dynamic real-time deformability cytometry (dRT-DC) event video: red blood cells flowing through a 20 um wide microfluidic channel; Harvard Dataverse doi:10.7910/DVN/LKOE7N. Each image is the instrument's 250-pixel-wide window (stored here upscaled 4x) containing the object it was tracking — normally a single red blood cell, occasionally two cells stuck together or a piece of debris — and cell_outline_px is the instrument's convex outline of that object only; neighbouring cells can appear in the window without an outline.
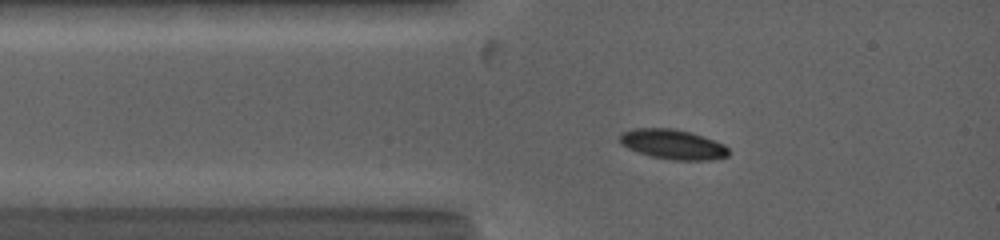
{"species": "common noctule bat (a hibernating species)", "species_latin": "Nyctalus noctula", "temperature_condition": "warm", "stored_images_in_passage": 35, "camera_frame_rate_fps": 5000, "um_per_image_px": 0.085, "animal": {"sex": "female", "body_mass_g": 19.0, "forearm_length_mm": 53.3}, "frame": {"image": 1, "passage_image": 6, "time_ms": 1.6, "image_size_px": [1000, 240], "cell_outline_px": [[728, 156], [712, 160], [672, 160], [652, 156], [628, 148], [620, 144], [620, 132], [632, 128], [672, 128], [692, 132], [724, 144], [728, 148]], "centroid_in_image_um": [57.18, 12.26], "position_along_channel_um": 27.8, "area_um2": 18.96}}
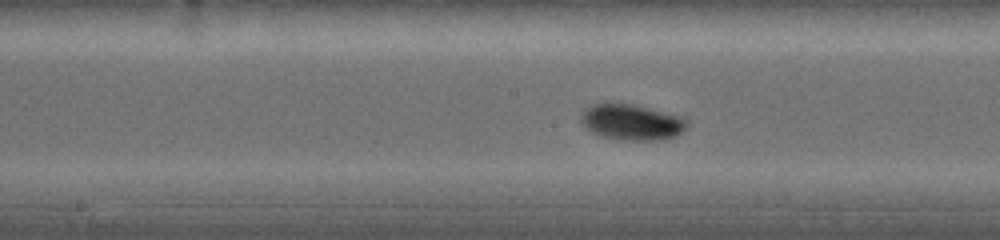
{"frame": {"image": 2, "passage_image": 18, "time_ms": 6.0, "image_size_px": [1000, 240], "cell_outline_px": [[688, 124], [676, 136], [660, 140], [624, 140], [600, 136], [592, 132], [580, 120], [580, 116], [592, 104], [608, 100], [632, 104], [680, 116]], "centroid_in_image_um": [53.64, 10.35], "position_along_channel_um": 194.6, "area_um2": 22.14}}
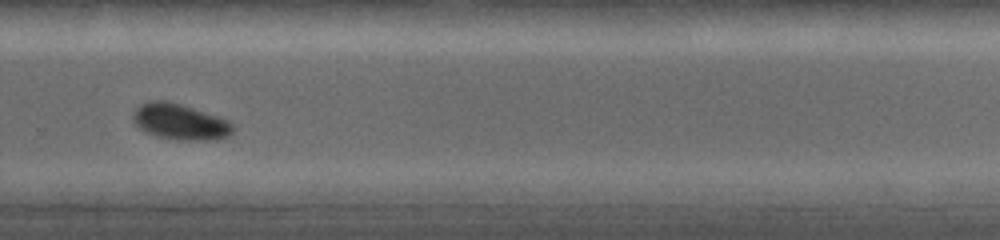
{"frame": {"image": 3, "passage_image": 27, "time_ms": 9.0, "image_size_px": [1000, 240], "cell_outline_px": [[232, 132], [228, 136], [216, 140], [176, 140], [156, 136], [144, 132], [132, 120], [132, 112], [140, 104], [148, 100], [164, 100], [180, 104], [228, 120], [232, 124]], "centroid_in_image_um": [15.25, 10.36], "position_along_channel_um": 314.6, "area_um2": 20.92}, "authors_computed_cell_mechanics": {"area_um2": 20.1144, "velocity_mm_per_s": 4.0007, "shape_relaxation_time_tau1_ms": 1.7721, "shape_relaxation_time_tau2_ms": null, "deformation_change_tau1": 0.1085, "deformation_change_tau2": null}}